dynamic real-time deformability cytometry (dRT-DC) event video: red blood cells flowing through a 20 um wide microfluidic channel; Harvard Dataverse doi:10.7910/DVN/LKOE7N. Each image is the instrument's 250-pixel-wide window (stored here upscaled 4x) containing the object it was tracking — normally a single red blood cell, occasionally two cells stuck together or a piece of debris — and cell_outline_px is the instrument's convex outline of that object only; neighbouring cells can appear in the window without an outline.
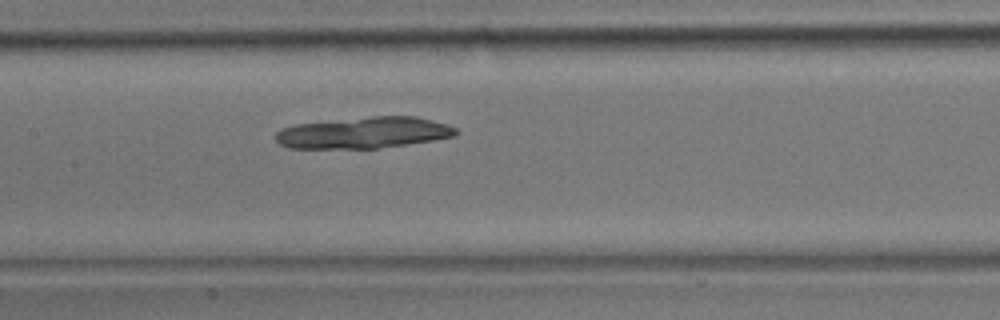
{"species": "common noctule bat (a hibernating species)", "species_latin": "Nyctalus noctula", "temperature_condition": "room temperature", "stored_images_in_passage": 39, "camera_frame_rate_fps": 3000, "um_per_image_px": 0.085, "animal": {"sex": "male", "body_mass_g": 17.9}, "frame": {"image": 1, "passage_image": 19, "time_ms": 6.0, "image_size_px": [1000, 320], "cell_outline_px": [[460, 132], [456, 136], [432, 140], [380, 148], [288, 148], [280, 144], [276, 140], [276, 132], [280, 128], [292, 124], [372, 116], [416, 116], [448, 124], [456, 128]], "centroid_in_image_um": [30.92, 11.27], "position_along_channel_um": 176.5, "area_um2": 33.12}}
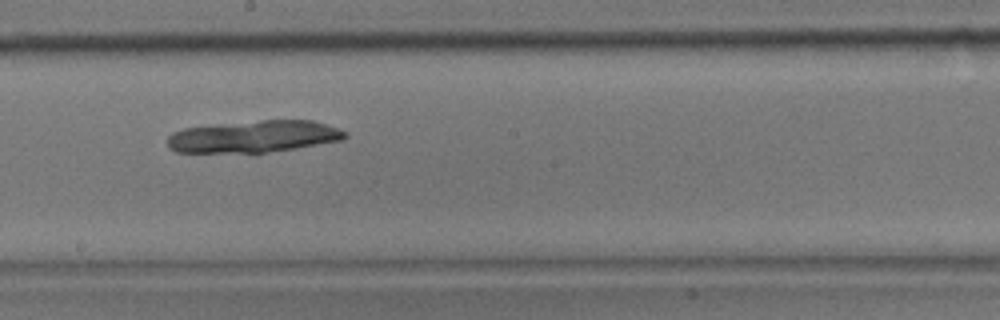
{"frame": {"image": 2, "passage_image": 22, "time_ms": 7.0, "image_size_px": [1000, 320], "cell_outline_px": [[348, 136], [344, 140], [296, 148], [264, 152], [176, 152], [168, 148], [168, 136], [172, 132], [184, 128], [216, 124], [260, 120], [312, 120], [348, 132]], "centroid_in_image_um": [21.58, 11.6], "position_along_channel_um": 226.6, "area_um2": 33.0}}
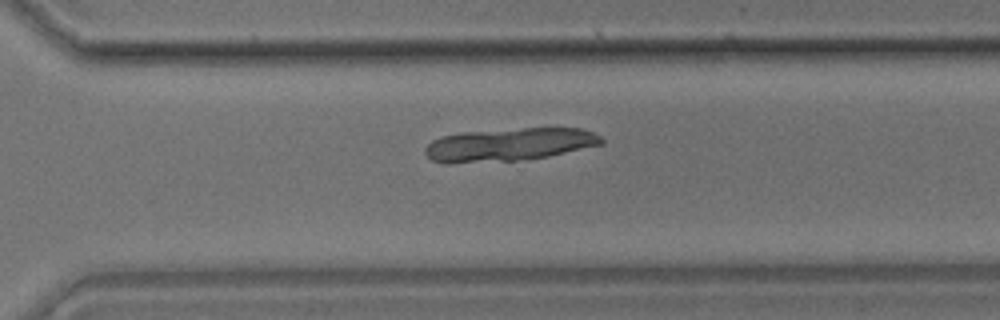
{"frame": {"image": 3, "passage_image": 28, "time_ms": 9.0, "image_size_px": [1000, 320], "cell_outline_px": [[604, 144], [548, 156], [516, 160], [432, 160], [424, 152], [424, 148], [432, 140], [440, 136], [460, 132], [524, 128], [584, 128], [600, 136], [604, 140]], "centroid_in_image_um": [43.39, 12.23], "position_along_channel_um": 327.2, "area_um2": 32.83}}